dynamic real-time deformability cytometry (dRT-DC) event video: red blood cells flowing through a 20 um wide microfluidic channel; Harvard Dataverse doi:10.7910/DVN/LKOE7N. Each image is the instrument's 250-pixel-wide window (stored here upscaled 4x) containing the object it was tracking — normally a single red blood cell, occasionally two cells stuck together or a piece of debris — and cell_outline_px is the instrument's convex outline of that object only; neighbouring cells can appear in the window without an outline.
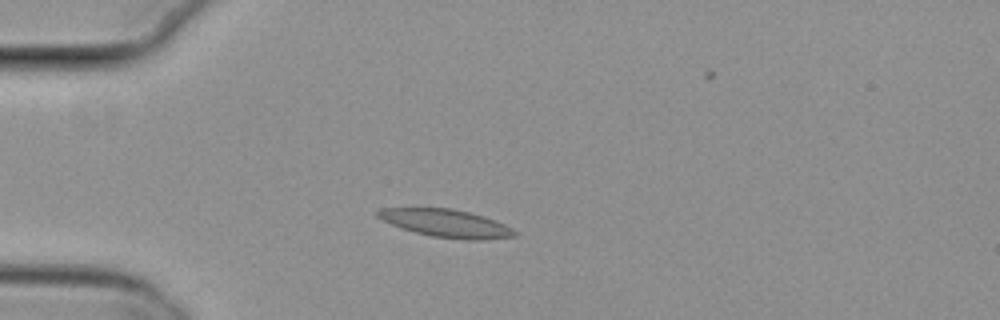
{"species": "common noctule bat (a hibernating species)", "species_latin": "Nyctalus noctula", "temperature_condition": "cold", "stored_images_in_passage": 3, "camera_frame_rate_fps": 3000, "um_per_image_px": 0.085, "animal": {"sex": "female", "body_mass_g": 29.2, "forearm_length_mm": 56.3}, "frame": {"image": 1, "passage_image": 1, "time_ms": 0.0, "image_size_px": [1000, 320], "cell_outline_px": [[516, 236], [484, 240], [464, 240], [432, 236], [416, 232], [392, 224], [376, 216], [376, 212], [380, 208], [452, 208], [484, 216], [496, 220], [512, 228], [516, 232]], "centroid_in_image_um": [37.96, 18.98], "position_along_channel_um": 47.0, "area_um2": 22.02}}
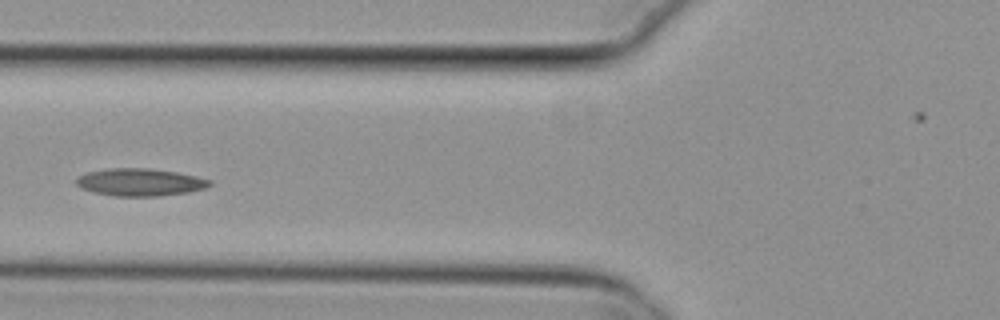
{"frame": {"image": 2, "passage_image": 3, "time_ms": 0.667, "image_size_px": [1000, 320], "cell_outline_px": [[212, 184], [204, 188], [188, 192], [160, 196], [112, 196], [80, 188], [76, 184], [76, 180], [80, 176], [88, 172], [112, 168], [148, 168], [176, 172], [196, 176], [212, 180]], "centroid_in_image_um": [11.92, 15.49], "position_along_channel_um": 113.9, "area_um2": 21.21}}